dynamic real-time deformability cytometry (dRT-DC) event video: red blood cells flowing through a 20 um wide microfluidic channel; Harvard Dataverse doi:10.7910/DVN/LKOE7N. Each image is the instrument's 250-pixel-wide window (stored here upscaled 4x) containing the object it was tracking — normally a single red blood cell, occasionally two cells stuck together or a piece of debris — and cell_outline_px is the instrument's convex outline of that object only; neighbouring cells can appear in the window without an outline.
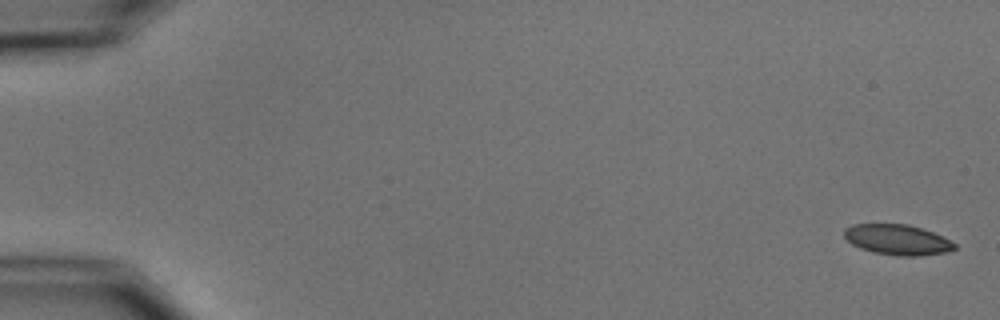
{"species": "common noctule bat (a hibernating species)", "species_latin": "Nyctalus noctula", "temperature_condition": "cold", "stored_images_in_passage": 3, "camera_frame_rate_fps": 3000, "um_per_image_px": 0.085, "animal": {"sex": "male", "body_mass_g": 15.6}, "frame": {"image": 1, "passage_image": 1, "time_ms": 0.0, "image_size_px": [1000, 320], "cell_outline_px": [[956, 248], [944, 252], [916, 256], [896, 256], [872, 252], [860, 248], [852, 244], [844, 236], [844, 228], [852, 224], [908, 224], [932, 232], [956, 244]], "centroid_in_image_um": [76.22, 20.37], "position_along_channel_um": 8.8, "area_um2": 19.36}}